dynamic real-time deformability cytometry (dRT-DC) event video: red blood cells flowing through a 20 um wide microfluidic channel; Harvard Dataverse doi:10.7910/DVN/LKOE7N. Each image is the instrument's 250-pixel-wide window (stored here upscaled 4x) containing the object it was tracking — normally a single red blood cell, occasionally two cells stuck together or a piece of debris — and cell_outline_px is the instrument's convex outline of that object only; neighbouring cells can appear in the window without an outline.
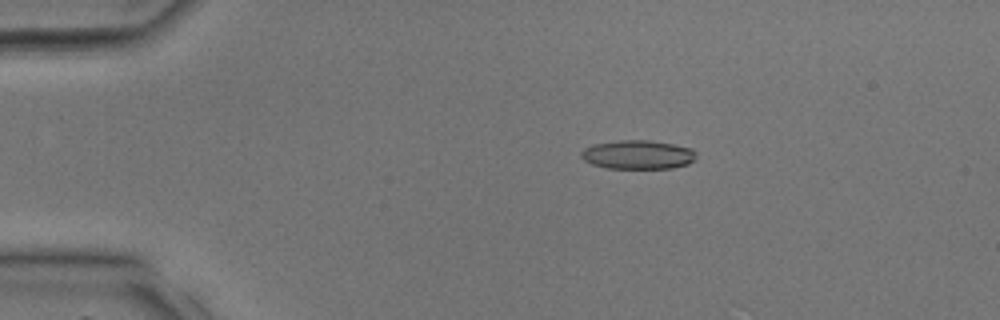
{"species": "common noctule bat (a hibernating species)", "species_latin": "Nyctalus noctula", "temperature_condition": "room temperature", "stored_images_in_passage": 19, "camera_frame_rate_fps": 3000, "um_per_image_px": 0.085, "animal": {"sex": "male", "body_mass_g": 17.9, "forearm_length_mm": 54.2}, "frame": {"image": 1, "passage_image": 7, "time_ms": 2.0, "image_size_px": [1000, 320], "cell_outline_px": [[696, 160], [688, 164], [672, 168], [608, 168], [592, 164], [584, 160], [580, 156], [580, 152], [584, 148], [592, 144], [620, 140], [648, 140], [672, 144], [692, 148], [696, 152]], "centroid_in_image_um": [54.22, 13.14], "position_along_channel_um": 30.8, "area_um2": 19.48}}
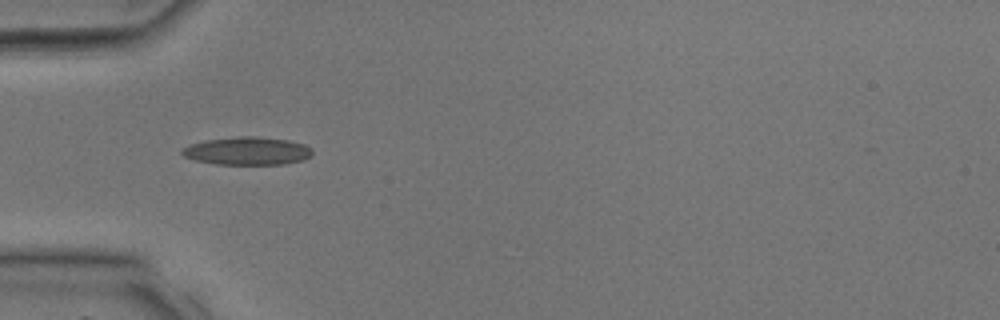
{"frame": {"image": 2, "passage_image": 12, "time_ms": 3.667, "image_size_px": [1000, 320], "cell_outline_px": [[312, 156], [304, 160], [284, 164], [216, 164], [196, 160], [184, 156], [180, 152], [180, 148], [192, 144], [208, 140], [240, 136], [256, 136], [288, 140], [304, 144], [312, 148]], "centroid_in_image_um": [21.05, 12.83], "position_along_channel_um": 63.9, "area_um2": 21.21}}
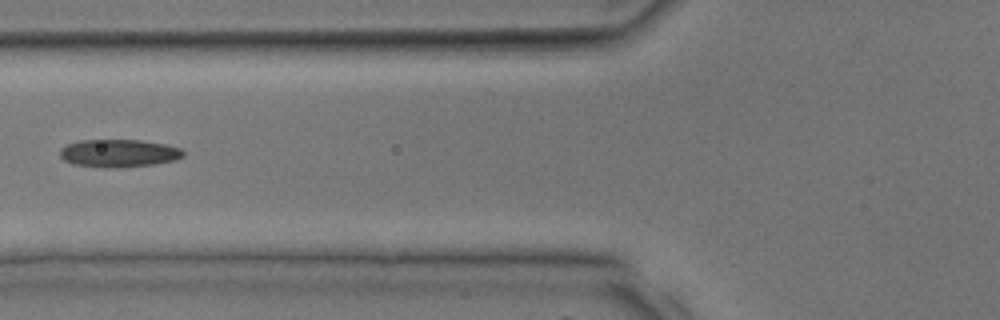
{"frame": {"image": 3, "passage_image": 15, "time_ms": 4.667, "image_size_px": [1000, 320], "cell_outline_px": [[184, 156], [176, 160], [152, 164], [116, 168], [104, 168], [72, 164], [64, 160], [60, 156], [60, 148], [68, 144], [80, 140], [140, 140], [164, 144], [180, 148], [184, 152]], "centroid_in_image_um": [10.08, 13.03], "position_along_channel_um": 115.7, "area_um2": 20.0}}